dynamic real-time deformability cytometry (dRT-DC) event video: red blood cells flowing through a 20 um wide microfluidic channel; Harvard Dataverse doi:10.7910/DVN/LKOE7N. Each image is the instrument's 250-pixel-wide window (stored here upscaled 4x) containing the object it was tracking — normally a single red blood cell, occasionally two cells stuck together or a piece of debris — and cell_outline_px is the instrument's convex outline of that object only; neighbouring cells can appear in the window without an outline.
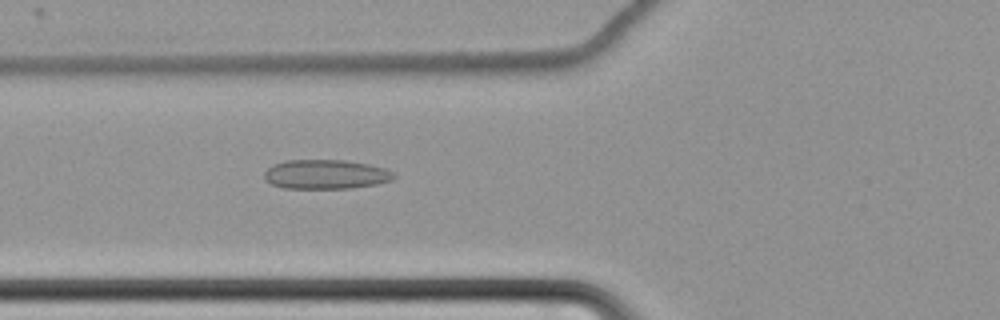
{"species": "common noctule bat (a hibernating species)", "species_latin": "Nyctalus noctula", "temperature_condition": "cold", "stored_images_in_passage": 40, "camera_frame_rate_fps": 3000, "um_per_image_px": 0.085, "animal": {"sex": "female", "body_mass_g": 22.7, "forearm_length_mm": 54.2}, "frame": {"image": 1, "passage_image": 3, "time_ms": 0.667, "image_size_px": [1000, 320], "cell_outline_px": [[396, 176], [392, 180], [376, 184], [352, 188], [284, 188], [272, 184], [264, 180], [264, 172], [272, 164], [284, 160], [344, 160], [368, 164], [384, 168], [396, 172]], "centroid_in_image_um": [27.69, 14.81], "position_along_channel_um": 98.1, "area_um2": 22.31}}
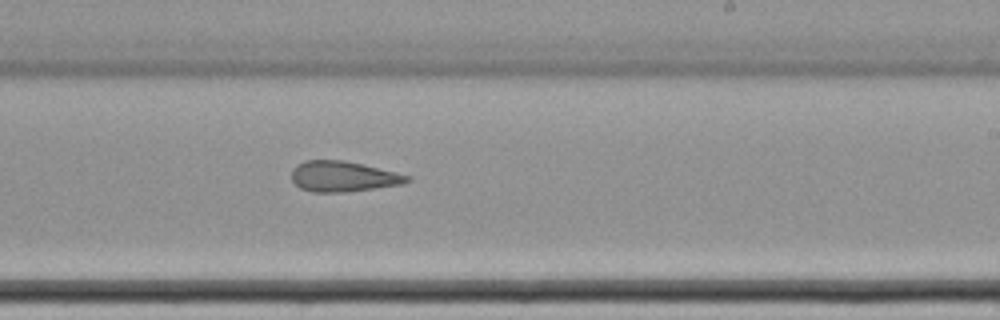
{"frame": {"image": 2, "passage_image": 17, "time_ms": 5.333, "image_size_px": [1000, 320], "cell_outline_px": [[412, 180], [404, 184], [344, 192], [312, 192], [300, 188], [292, 180], [292, 168], [296, 164], [304, 160], [344, 160], [364, 164], [412, 176]], "centroid_in_image_um": [29.18, 14.99], "position_along_channel_um": 259.8, "area_um2": 20.75}}
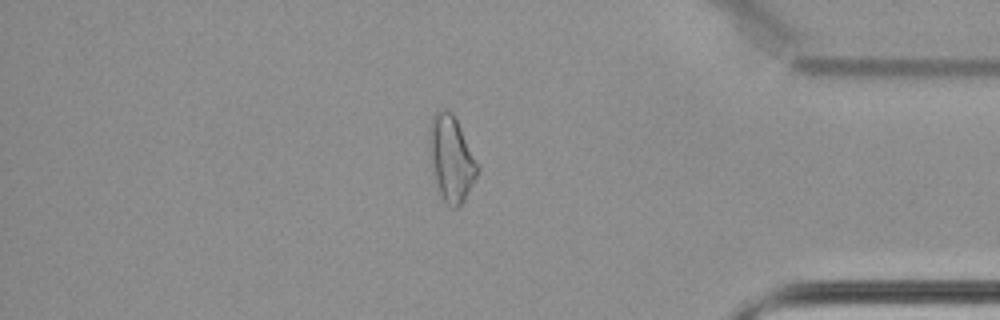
{"frame": {"image": 3, "passage_image": 31, "time_ms": 10.0, "image_size_px": [1000, 320], "cell_outline_px": [[480, 168], [464, 200], [456, 208], [452, 208], [444, 200], [440, 192], [432, 172], [428, 148], [428, 128], [432, 116], [436, 112], [444, 108], [452, 112]], "centroid_in_image_um": [38.31, 13.44], "position_along_channel_um": 396.9, "area_um2": 23.81}, "authors_computed_cell_mechanics": {"area_um2": 21.4438, "velocity_mm_per_s": 3.4663, "shape_relaxation_time_tau1_ms": 11.0632, "shape_relaxation_time_tau2_ms": 2.9093, "deformation_change_tau1": 0.153, "deformation_change_tau2": 0.1094}}